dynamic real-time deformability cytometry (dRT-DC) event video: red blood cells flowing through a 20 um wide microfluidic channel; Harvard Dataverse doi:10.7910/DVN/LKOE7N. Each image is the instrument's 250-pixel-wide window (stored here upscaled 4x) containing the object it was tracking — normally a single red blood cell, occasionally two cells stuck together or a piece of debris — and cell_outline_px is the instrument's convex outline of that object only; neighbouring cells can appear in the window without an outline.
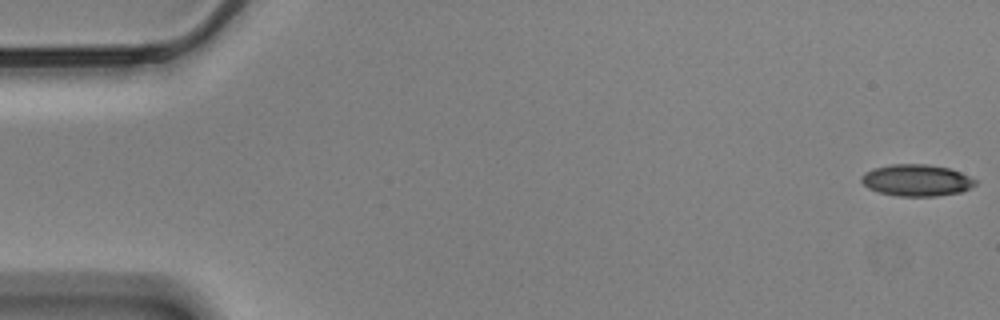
{"species": "Egyptian fruit bat (a non-hibernating species)", "species_latin": "Rousettus aegyptiacus", "temperature_condition": "cold", "stored_images_in_passage": 17, "camera_frame_rate_fps": 3000, "um_per_image_px": 0.085, "animal": {"sex": "male"}, "frame": {"image": 1, "passage_image": 1, "time_ms": 0.0, "image_size_px": [1000, 320], "cell_outline_px": [[976, 184], [972, 188], [960, 192], [936, 196], [900, 196], [880, 192], [868, 188], [860, 180], [860, 176], [864, 172], [872, 168], [892, 164], [928, 164], [952, 168], [976, 180]], "centroid_in_image_um": [77.9, 15.31], "position_along_channel_um": 7.1, "area_um2": 21.15}}